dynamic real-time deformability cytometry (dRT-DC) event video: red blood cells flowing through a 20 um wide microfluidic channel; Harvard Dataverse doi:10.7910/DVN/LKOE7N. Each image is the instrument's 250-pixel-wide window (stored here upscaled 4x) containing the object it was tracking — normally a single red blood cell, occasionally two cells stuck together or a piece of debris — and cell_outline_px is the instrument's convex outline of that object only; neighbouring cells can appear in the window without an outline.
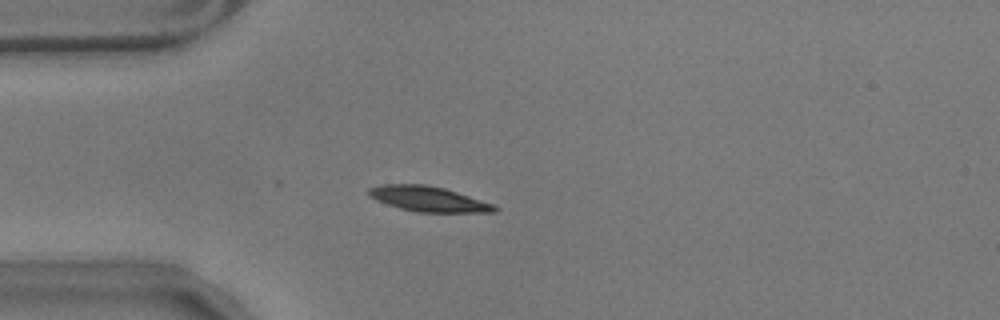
{"species": "common noctule bat (a hibernating species)", "species_latin": "Nyctalus noctula", "temperature_condition": "warm", "stored_images_in_passage": 35, "camera_frame_rate_fps": 3000, "um_per_image_px": 0.085, "animal": {"sex": "male", "body_mass_g": 17.9}, "frame": {"image": 1, "passage_image": 1, "time_ms": 0.0, "image_size_px": [1000, 320], "cell_outline_px": [[500, 208], [496, 212], [416, 212], [400, 208], [376, 200], [368, 196], [368, 188], [380, 184], [428, 184], [444, 188], [492, 204]], "centroid_in_image_um": [36.37, 16.9], "position_along_channel_um": 48.6, "area_um2": 18.38}}
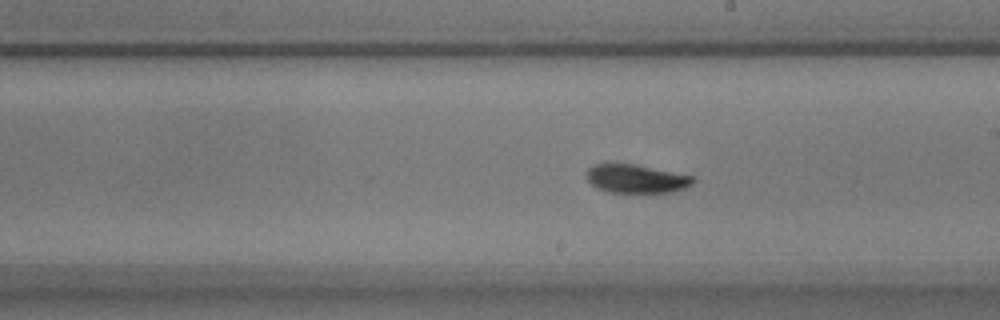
{"frame": {"image": 2, "passage_image": 18, "time_ms": 5.667, "image_size_px": [1000, 320], "cell_outline_px": [[696, 180], [692, 184], [684, 188], [672, 192], [612, 192], [596, 188], [588, 180], [588, 168], [592, 164], [636, 164], [692, 176]], "centroid_in_image_um": [54.09, 15.19], "position_along_channel_um": 234.9, "area_um2": 17.46}}
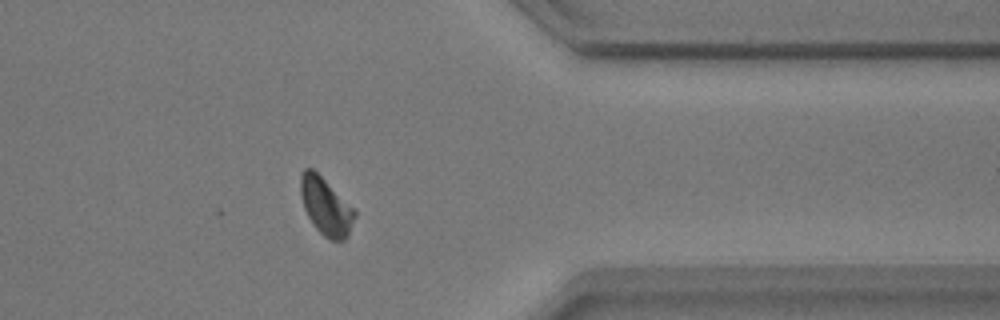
{"frame": {"image": 3, "passage_image": 32, "time_ms": 10.333, "image_size_px": [1000, 320], "cell_outline_px": [[356, 216], [348, 236], [344, 240], [328, 240], [312, 224], [304, 208], [300, 192], [300, 176], [304, 168], [312, 168], [356, 212]], "centroid_in_image_um": [27.67, 17.58], "position_along_channel_um": 383.7, "area_um2": 17.69}, "authors_computed_cell_mechanics": {"area_um2": 18.1492, "velocity_mm_per_s": 3.4882, "shape_relaxation_time_tau1_ms": 4.3747, "shape_relaxation_time_tau2_ms": 2.7689, "deformation_change_tau1": 0.152, "deformation_change_tau2": 0.056}}